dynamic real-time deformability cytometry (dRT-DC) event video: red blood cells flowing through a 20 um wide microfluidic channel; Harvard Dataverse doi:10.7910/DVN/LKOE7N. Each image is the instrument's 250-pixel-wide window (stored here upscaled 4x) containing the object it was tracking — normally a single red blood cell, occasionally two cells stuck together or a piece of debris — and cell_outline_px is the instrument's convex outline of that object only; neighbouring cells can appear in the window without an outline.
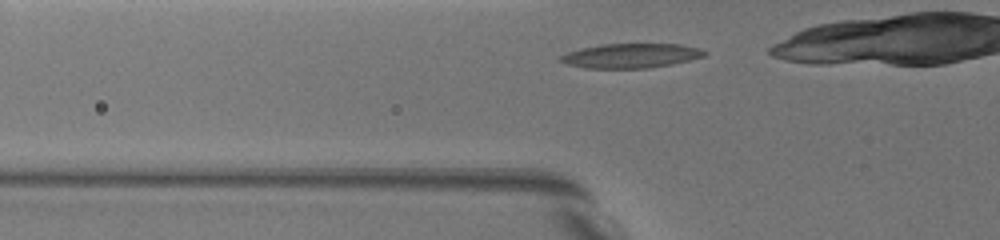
{"species": "common noctule bat (a hibernating species)", "species_latin": "Nyctalus noctula", "temperature_condition": "warm", "stored_images_in_passage": 26, "camera_frame_rate_fps": 3000, "um_per_image_px": 0.085, "animal": {"sex": "female", "body_mass_g": 19.5, "forearm_length_mm": 54.1}, "frame": {"image": 1, "passage_image": 3, "time_ms": 0.333, "image_size_px": [1000, 240], "cell_outline_px": [[708, 52], [704, 56], [672, 64], [644, 68], [584, 68], [568, 64], [560, 60], [560, 56], [568, 52], [580, 48], [600, 44], [680, 44], [700, 48]], "centroid_in_image_um": [53.63, 4.73], "position_along_channel_um": 72.2, "area_um2": 20.4}}
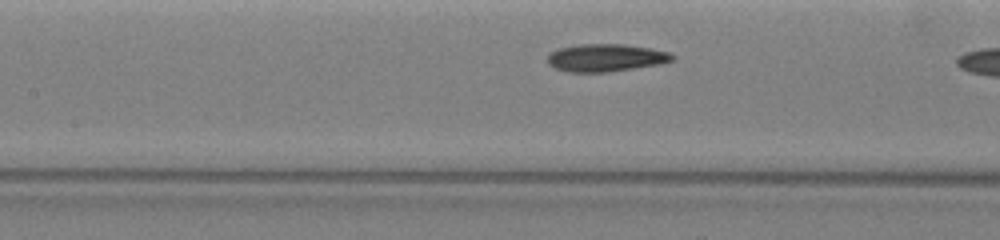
{"frame": {"image": 2, "passage_image": 12, "time_ms": 2.667, "image_size_px": [1000, 240], "cell_outline_px": [[676, 56], [672, 60], [656, 64], [608, 72], [568, 72], [556, 68], [548, 64], [548, 56], [552, 52], [560, 48], [580, 44], [624, 44], [652, 48], [668, 52]], "centroid_in_image_um": [51.48, 4.9], "position_along_channel_um": 155.9, "area_um2": 19.83}}
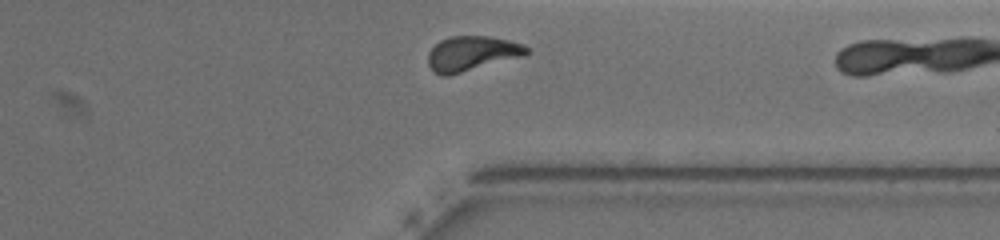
{"frame": {"image": 3, "passage_image": 25, "time_ms": 8.667, "image_size_px": [1000, 240], "cell_outline_px": [[528, 52], [524, 56], [448, 76], [440, 76], [428, 64], [428, 52], [440, 40], [452, 36], [488, 36], [508, 40], [524, 44], [528, 48]], "centroid_in_image_um": [40.11, 4.55], "position_along_channel_um": 371.3, "area_um2": 19.94}}